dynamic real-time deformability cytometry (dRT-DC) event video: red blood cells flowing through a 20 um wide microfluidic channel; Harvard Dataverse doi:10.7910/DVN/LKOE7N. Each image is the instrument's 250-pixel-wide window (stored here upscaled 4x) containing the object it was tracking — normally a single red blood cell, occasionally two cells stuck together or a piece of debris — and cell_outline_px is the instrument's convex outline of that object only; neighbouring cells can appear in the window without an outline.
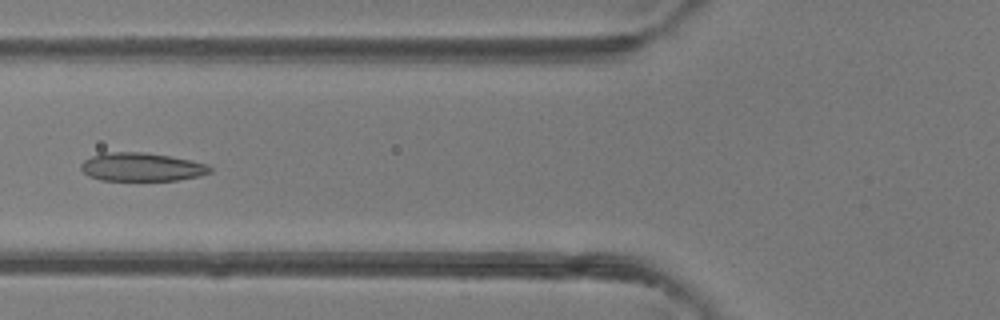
{"species": "common noctule bat (a hibernating species)", "species_latin": "Nyctalus noctula", "temperature_condition": "room temperature", "stored_images_in_passage": 4, "camera_frame_rate_fps": 3000, "um_per_image_px": 0.085, "animal": {"sex": "female"}, "frame": {"image": 1, "passage_image": 4, "time_ms": 3.333, "image_size_px": [1000, 320], "cell_outline_px": [[212, 172], [200, 176], [176, 180], [100, 180], [88, 176], [80, 168], [80, 164], [84, 160], [92, 156], [104, 152], [144, 152], [192, 160], [208, 164], [212, 168]], "centroid_in_image_um": [12.04, 14.19], "position_along_channel_um": 113.8, "area_um2": 21.44}}